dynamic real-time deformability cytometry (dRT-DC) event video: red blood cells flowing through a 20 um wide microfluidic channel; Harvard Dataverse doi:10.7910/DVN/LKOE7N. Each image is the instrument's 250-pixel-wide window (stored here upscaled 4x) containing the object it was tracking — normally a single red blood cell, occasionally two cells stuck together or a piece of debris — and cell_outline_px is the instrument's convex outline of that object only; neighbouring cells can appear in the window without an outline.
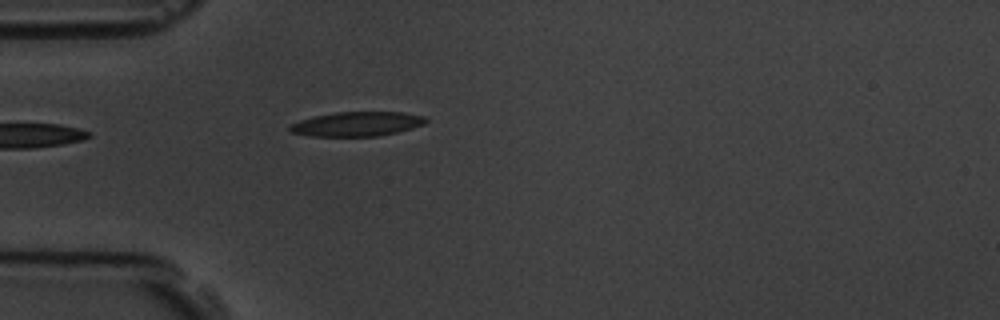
{"species": "common noctule bat (a hibernating species)", "species_latin": "Nyctalus noctula", "temperature_condition": "room temperature", "stored_images_in_passage": 1, "camera_frame_rate_fps": 3000, "um_per_image_px": 0.085, "animal": {"sex": "male", "body_mass_g": 19.5, "forearm_length_mm": 54.6}, "frame": {"image": 1, "passage_image": 1, "time_ms": 0.0, "image_size_px": [1000, 320], "cell_outline_px": [[428, 120], [424, 124], [412, 128], [396, 132], [376, 136], [308, 136], [292, 132], [288, 128], [288, 124], [312, 116], [336, 112], [404, 112], [424, 116]], "centroid_in_image_um": [30.31, 10.53], "position_along_channel_um": 54.7, "area_um2": 19.42}}